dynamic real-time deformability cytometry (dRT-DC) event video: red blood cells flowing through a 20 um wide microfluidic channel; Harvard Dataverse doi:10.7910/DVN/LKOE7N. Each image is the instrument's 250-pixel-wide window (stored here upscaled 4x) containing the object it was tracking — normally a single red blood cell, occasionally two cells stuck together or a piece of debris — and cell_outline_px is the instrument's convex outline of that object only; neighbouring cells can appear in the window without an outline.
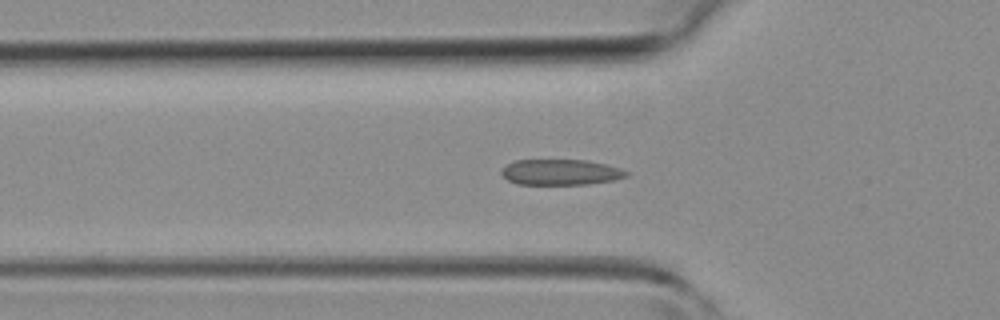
{"species": "common noctule bat (a hibernating species)", "species_latin": "Nyctalus noctula", "temperature_condition": "room temperature", "stored_images_in_passage": 46, "camera_frame_rate_fps": 3000, "um_per_image_px": 0.085, "animal": {"sex": "female", "body_mass_g": 19.3, "forearm_length_mm": 54.1}, "frame": {"image": 1, "passage_image": 15, "time_ms": 4.667, "image_size_px": [1000, 320], "cell_outline_px": [[628, 176], [612, 180], [588, 184], [516, 184], [508, 180], [500, 172], [508, 164], [516, 160], [588, 160], [620, 168], [628, 172]], "centroid_in_image_um": [47.66, 14.63], "position_along_channel_um": 78.1, "area_um2": 18.5}}
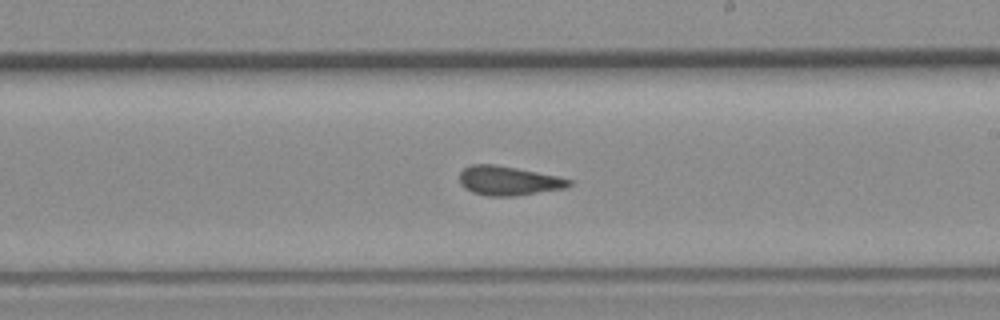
{"frame": {"image": 2, "passage_image": 26, "time_ms": 8.333, "image_size_px": [1000, 320], "cell_outline_px": [[572, 184], [564, 188], [516, 196], [488, 196], [472, 192], [464, 188], [460, 184], [460, 172], [464, 168], [472, 164], [496, 164], [560, 176], [572, 180]], "centroid_in_image_um": [43.22, 15.36], "position_along_channel_um": 245.8, "area_um2": 18.79}}
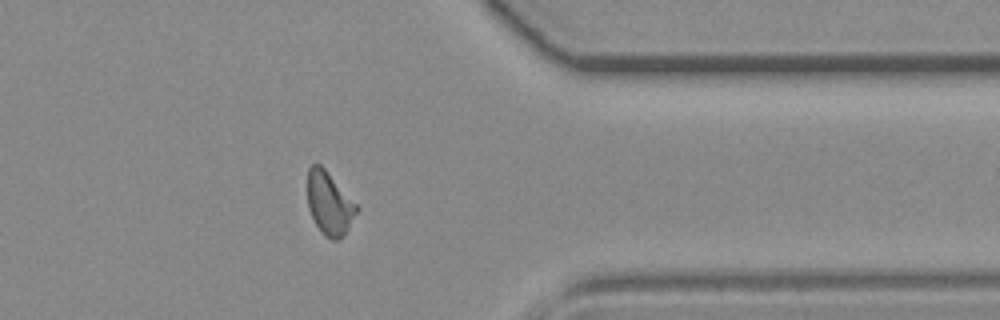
{"frame": {"image": 3, "passage_image": 36, "time_ms": 11.667, "image_size_px": [1000, 320], "cell_outline_px": [[360, 208], [344, 232], [336, 240], [332, 240], [324, 236], [316, 224], [308, 208], [308, 168], [312, 164], [320, 164], [360, 204]], "centroid_in_image_um": [28.02, 17.25], "position_along_channel_um": 383.4, "area_um2": 18.09}}